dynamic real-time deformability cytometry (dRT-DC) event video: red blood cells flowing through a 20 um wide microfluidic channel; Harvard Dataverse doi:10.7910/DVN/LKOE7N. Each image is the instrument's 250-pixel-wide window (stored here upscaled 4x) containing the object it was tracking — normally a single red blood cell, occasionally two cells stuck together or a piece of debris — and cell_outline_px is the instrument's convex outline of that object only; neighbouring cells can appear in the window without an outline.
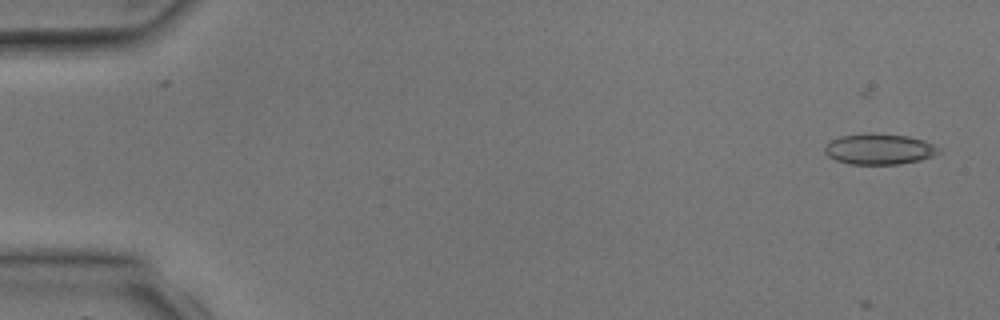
{"species": "common noctule bat (a hibernating species)", "species_latin": "Nyctalus noctula", "temperature_condition": "room temperature", "stored_images_in_passage": 3, "camera_frame_rate_fps": 3000, "um_per_image_px": 0.085, "animal": {"sex": "male", "body_mass_g": 17.9, "forearm_length_mm": 54.2}, "frame": {"image": 1, "passage_image": 1, "time_ms": 0.0, "image_size_px": [1000, 320], "cell_outline_px": [[940, 152], [932, 156], [920, 160], [900, 164], [848, 164], [836, 160], [828, 156], [824, 152], [824, 144], [840, 136], [908, 136], [924, 140], [940, 148]], "centroid_in_image_um": [74.74, 12.72], "position_along_channel_um": 10.3, "area_um2": 19.65}}